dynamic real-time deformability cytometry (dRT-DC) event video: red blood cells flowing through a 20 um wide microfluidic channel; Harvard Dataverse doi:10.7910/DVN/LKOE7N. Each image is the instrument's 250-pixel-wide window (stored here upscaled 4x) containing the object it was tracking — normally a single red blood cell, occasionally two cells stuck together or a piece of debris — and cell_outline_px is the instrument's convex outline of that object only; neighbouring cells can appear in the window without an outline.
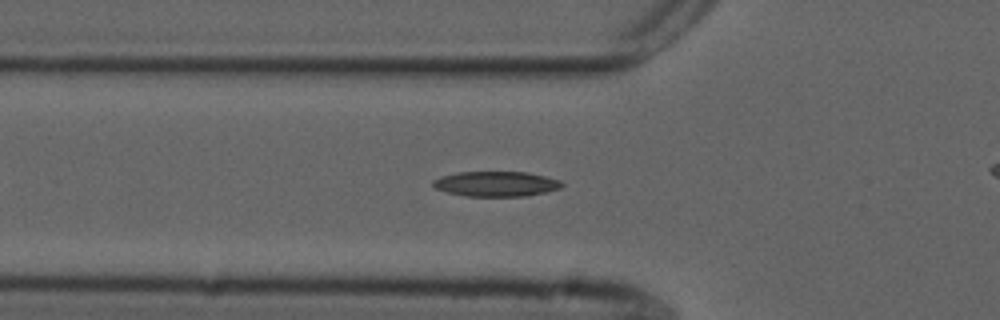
{"species": "common noctule bat (a hibernating species)", "species_latin": "Nyctalus noctula", "temperature_condition": "cold", "stored_images_in_passage": 26, "camera_frame_rate_fps": 3000, "um_per_image_px": 0.085, "animal": {"sex": "male", "forearm_length_mm": 52.5}, "frame": {"image": 1, "passage_image": 11, "time_ms": 3.333, "image_size_px": [1000, 320], "cell_outline_px": [[564, 184], [560, 188], [528, 196], [468, 196], [448, 192], [436, 188], [432, 184], [432, 180], [456, 172], [528, 172], [560, 180]], "centroid_in_image_um": [42.19, 15.63], "position_along_channel_um": 83.6, "area_um2": 18.67}}
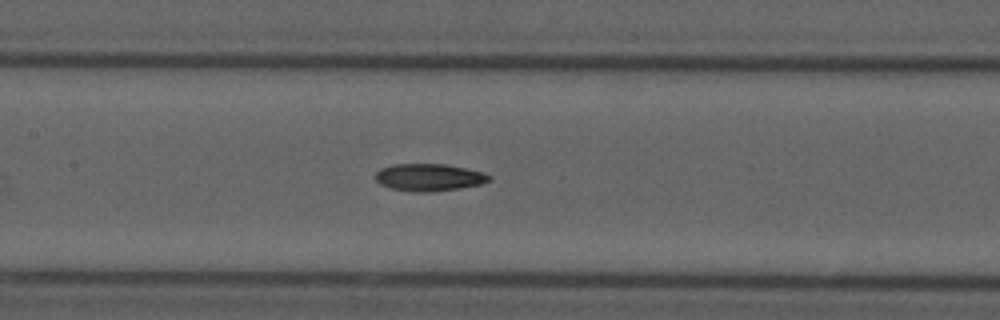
{"frame": {"image": 2, "passage_image": 18, "time_ms": 5.667, "image_size_px": [1000, 320], "cell_outline_px": [[492, 180], [480, 184], [460, 188], [432, 192], [412, 192], [392, 188], [380, 184], [376, 180], [376, 172], [380, 168], [392, 164], [444, 164], [484, 172], [492, 176]], "centroid_in_image_um": [36.48, 15.07], "position_along_channel_um": 170.9, "area_um2": 18.15}}
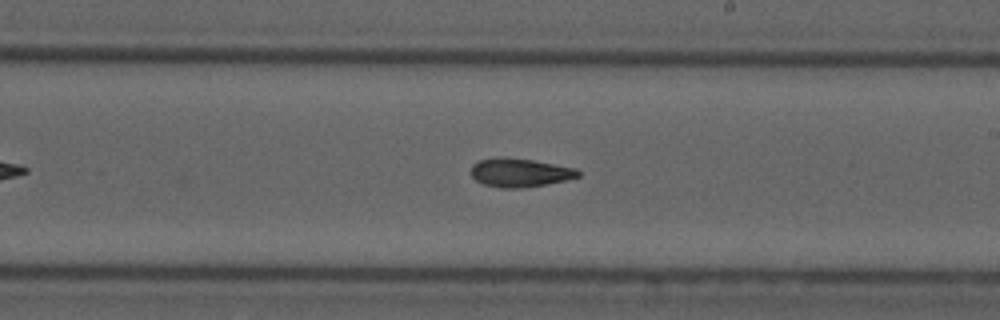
{"frame": {"image": 3, "passage_image": 24, "time_ms": 7.667, "image_size_px": [1000, 320], "cell_outline_px": [[580, 176], [548, 184], [520, 188], [500, 188], [484, 184], [476, 180], [472, 176], [472, 164], [480, 160], [532, 160], [576, 168], [580, 172]], "centroid_in_image_um": [44.24, 14.72], "position_along_channel_um": 244.8, "area_um2": 17.05}}